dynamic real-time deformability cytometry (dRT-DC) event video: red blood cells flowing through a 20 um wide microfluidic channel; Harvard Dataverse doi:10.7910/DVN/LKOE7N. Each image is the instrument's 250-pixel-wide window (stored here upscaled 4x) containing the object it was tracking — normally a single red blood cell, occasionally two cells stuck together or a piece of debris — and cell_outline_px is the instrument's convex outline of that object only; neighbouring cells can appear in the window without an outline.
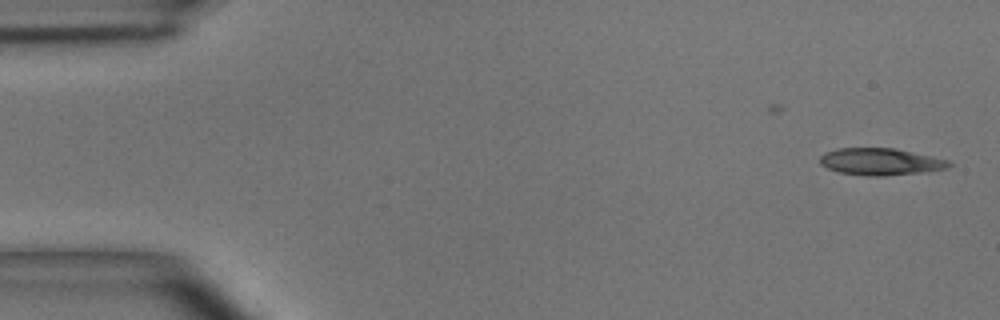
{"species": "common noctule bat (a hibernating species)", "species_latin": "Nyctalus noctula", "temperature_condition": "room temperature", "stored_images_in_passage": 47, "camera_frame_rate_fps": 3000, "um_per_image_px": 0.085, "animal": {"sex": "male", "body_mass_g": 15.6}, "frame": {"image": 1, "passage_image": 1, "time_ms": 0.0, "image_size_px": [1000, 320], "cell_outline_px": [[952, 164], [948, 168], [928, 172], [884, 176], [868, 176], [840, 172], [828, 168], [820, 164], [820, 156], [824, 152], [836, 148], [892, 148], [932, 156], [948, 160]], "centroid_in_image_um": [74.85, 13.75], "position_along_channel_um": 10.1, "area_um2": 20.35}}
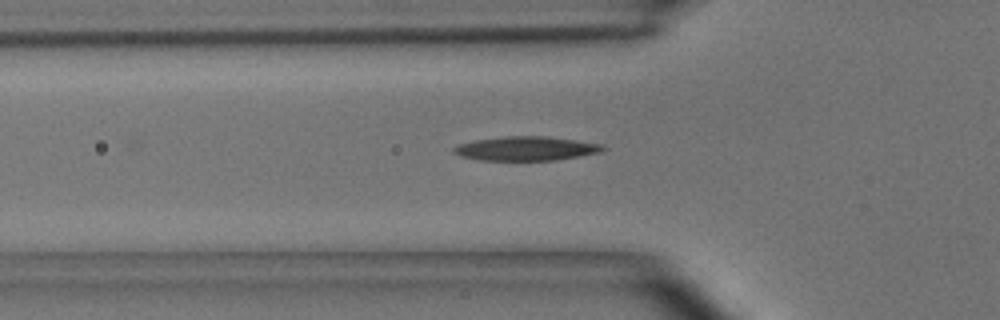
{"frame": {"image": 2, "passage_image": 15, "time_ms": 4.667, "image_size_px": [1000, 320], "cell_outline_px": [[608, 148], [600, 152], [580, 156], [556, 160], [480, 160], [460, 156], [452, 152], [452, 148], [460, 144], [476, 140], [504, 136], [544, 136], [604, 144]], "centroid_in_image_um": [44.74, 12.63], "position_along_channel_um": 81.1, "area_um2": 20.92}}
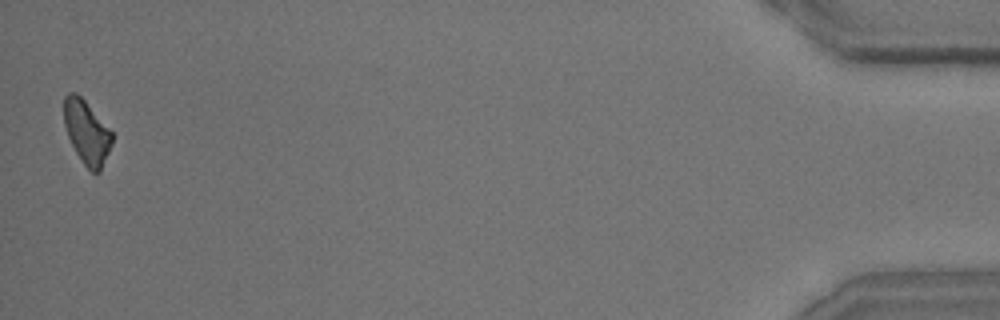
{"frame": {"image": 3, "passage_image": 47, "time_ms": 15.333, "image_size_px": [1000, 320], "cell_outline_px": [[112, 144], [100, 172], [92, 172], [84, 164], [76, 152], [68, 136], [64, 124], [64, 96], [68, 92], [76, 92], [84, 100], [112, 132]], "centroid_in_image_um": [7.36, 11.23], "position_along_channel_um": 427.8, "area_um2": 17.51}, "authors_computed_cell_mechanics": {"area_um2": 19.7098, "velocity_mm_per_s": 4.0955, "shape_relaxation_time_tau1_ms": 3.5975, "shape_relaxation_time_tau2_ms": null, "deformation_change_tau1": 0.1276, "deformation_change_tau2": null}}